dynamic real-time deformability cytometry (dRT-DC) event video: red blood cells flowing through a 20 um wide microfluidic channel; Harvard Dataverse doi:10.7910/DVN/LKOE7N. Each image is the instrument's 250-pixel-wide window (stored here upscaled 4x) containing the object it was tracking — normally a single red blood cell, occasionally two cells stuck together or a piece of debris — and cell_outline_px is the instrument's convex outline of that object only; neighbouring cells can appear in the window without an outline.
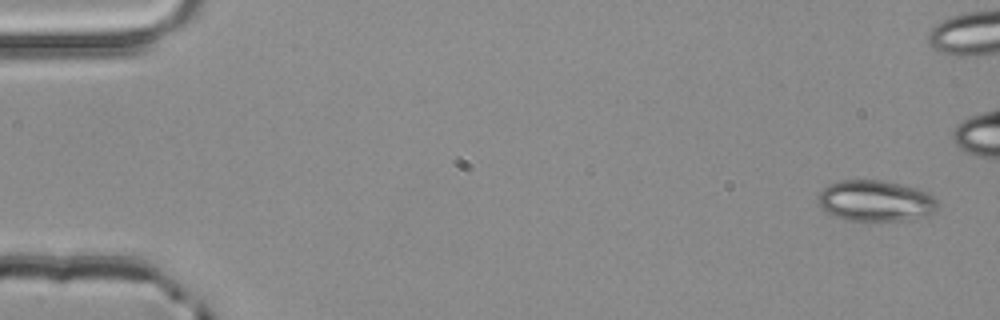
{"species": "common noctule bat (a hibernating species)", "species_latin": "Nyctalus noctula", "temperature_condition": "room temperature", "stored_images_in_passage": 5, "segment_of_instrument_passage": [2, 2], "camera_frame_rate_fps": 3000, "um_per_image_px": 0.085, "animal": {"sex": "male", "body_mass_g": 20.4}, "frame": {"image": 1, "passage_image": 5, "time_ms": 1.333, "image_size_px": [1000, 320], "cell_outline_px": [[940, 208], [936, 212], [928, 216], [908, 220], [848, 220], [836, 216], [820, 208], [816, 196], [828, 184], [840, 180], [880, 180], [916, 188], [928, 192], [936, 200]], "centroid_in_image_um": [74.44, 17.07], "position_along_channel_um": 10.6, "area_um2": 28.73}}